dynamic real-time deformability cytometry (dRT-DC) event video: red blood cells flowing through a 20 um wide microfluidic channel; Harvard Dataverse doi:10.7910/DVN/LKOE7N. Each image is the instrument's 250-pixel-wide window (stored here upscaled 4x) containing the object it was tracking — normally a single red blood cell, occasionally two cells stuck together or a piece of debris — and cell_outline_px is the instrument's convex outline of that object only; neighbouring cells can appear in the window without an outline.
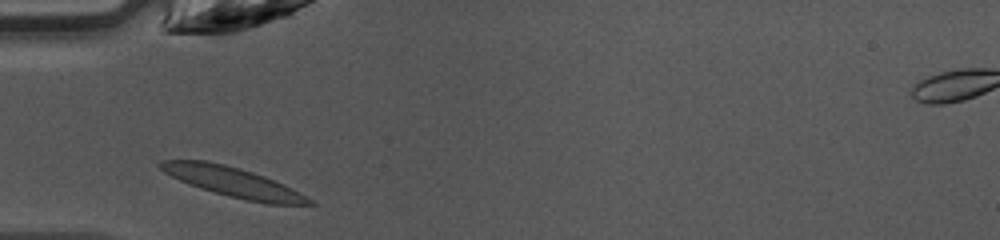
{"species": "common noctule bat (a hibernating species)", "species_latin": "Nyctalus noctula", "temperature_condition": "warm", "stored_images_in_passage": 25, "camera_frame_rate_fps": 3000, "um_per_image_px": 0.085, "animal": {"sex": "female", "body_mass_g": 10.0, "forearm_length_mm": 53.1}, "frame": {"image": 1, "passage_image": 1, "time_ms": 0.0, "image_size_px": [1000, 240], "cell_outline_px": [[316, 204], [268, 204], [244, 200], [228, 196], [200, 188], [188, 184], [164, 172], [156, 164], [160, 160], [208, 160], [240, 168], [264, 176], [292, 188], [312, 200]], "centroid_in_image_um": [19.77, 15.46], "position_along_channel_um": 65.2, "area_um2": 25.61}}
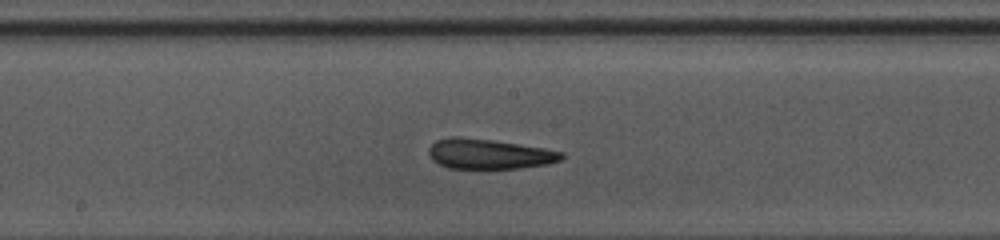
{"frame": {"image": 2, "passage_image": 11, "time_ms": 3.333, "image_size_px": [1000, 240], "cell_outline_px": [[564, 156], [560, 160], [548, 164], [520, 168], [448, 168], [432, 160], [428, 152], [428, 148], [436, 140], [452, 136], [456, 136], [492, 140], [544, 148], [564, 152]], "centroid_in_image_um": [41.56, 13.08], "position_along_channel_um": 206.6, "area_um2": 23.18}}
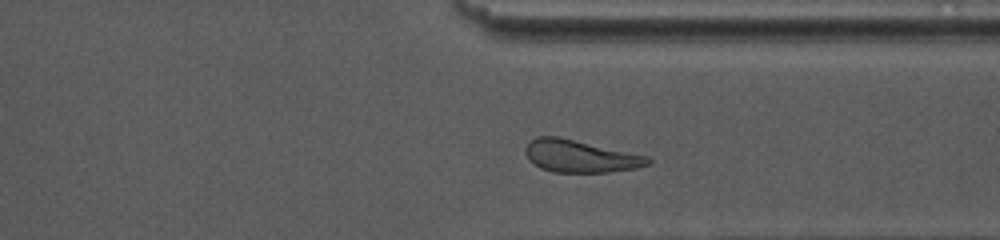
{"frame": {"image": 3, "passage_image": 22, "time_ms": 7.0, "image_size_px": [1000, 240], "cell_outline_px": [[652, 164], [636, 168], [608, 172], [552, 172], [540, 168], [532, 164], [528, 160], [524, 152], [524, 148], [536, 136], [560, 136], [648, 156], [652, 160]], "centroid_in_image_um": [49.3, 13.27], "position_along_channel_um": 362.1, "area_um2": 23.41}, "authors_computed_cell_mechanics": {"area_um2": 23.1778, "velocity_mm_per_s": 4.2509, "shape_relaxation_time_tau1_ms": 5.9844, "shape_relaxation_time_tau2_ms": 3.7627, "deformation_change_tau1": 0.1895, "deformation_change_tau2": 0.0675}}